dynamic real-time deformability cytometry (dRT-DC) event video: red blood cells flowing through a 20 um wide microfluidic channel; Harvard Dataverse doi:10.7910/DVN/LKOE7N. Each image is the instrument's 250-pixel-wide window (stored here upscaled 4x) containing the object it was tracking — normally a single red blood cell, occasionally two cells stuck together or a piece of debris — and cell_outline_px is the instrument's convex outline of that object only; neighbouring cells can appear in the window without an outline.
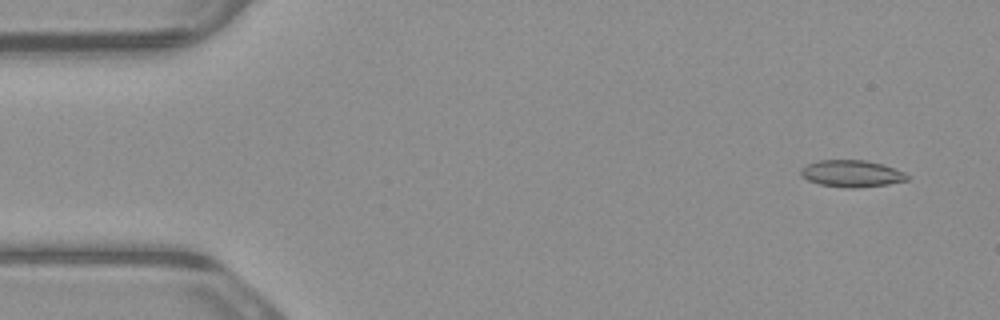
{"species": "common noctule bat (a hibernating species)", "species_latin": "Nyctalus noctula", "temperature_condition": "warm", "stored_images_in_passage": 5, "camera_frame_rate_fps": 3000, "um_per_image_px": 0.085, "animal": {"sex": "male", "body_mass_g": 23.1, "forearm_length_mm": 52.7}, "frame": {"image": 1, "passage_image": 2, "time_ms": 0.333, "image_size_px": [1000, 320], "cell_outline_px": [[908, 180], [888, 184], [856, 188], [848, 188], [820, 184], [808, 180], [800, 176], [800, 168], [808, 164], [820, 160], [864, 160], [884, 164], [904, 172], [908, 176]], "centroid_in_image_um": [72.38, 14.75], "position_along_channel_um": 12.6, "area_um2": 16.65}}
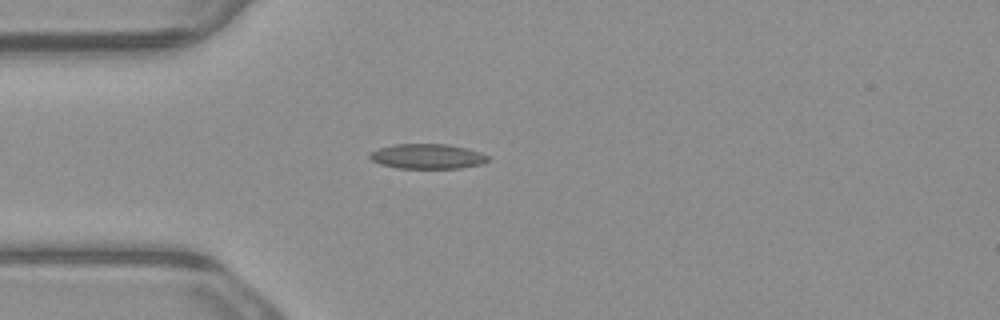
{"frame": {"image": 2, "passage_image": 5, "time_ms": 1.333, "image_size_px": [1000, 320], "cell_outline_px": [[492, 160], [484, 164], [460, 168], [400, 168], [380, 164], [372, 160], [368, 156], [368, 152], [392, 144], [448, 144], [468, 148], [492, 156]], "centroid_in_image_um": [36.4, 13.29], "position_along_channel_um": 48.6, "area_um2": 17.51}}